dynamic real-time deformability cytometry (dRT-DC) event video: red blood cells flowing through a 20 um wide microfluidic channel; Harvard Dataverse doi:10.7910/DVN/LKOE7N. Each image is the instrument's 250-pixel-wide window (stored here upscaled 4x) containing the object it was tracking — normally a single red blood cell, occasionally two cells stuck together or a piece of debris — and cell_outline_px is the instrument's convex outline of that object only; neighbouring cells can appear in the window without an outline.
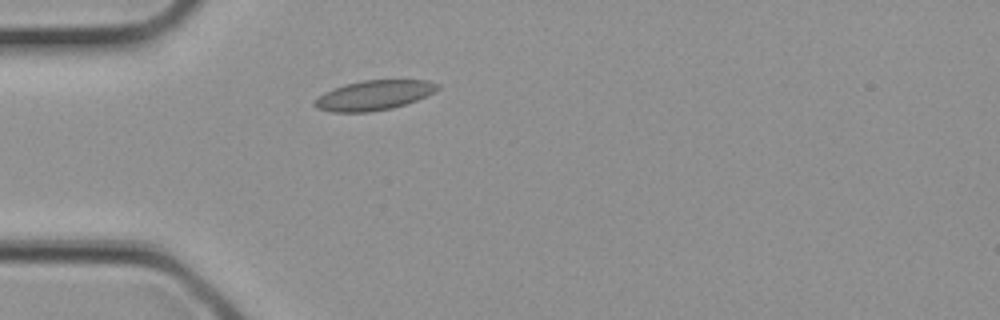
{"species": "common noctule bat (a hibernating species)", "species_latin": "Nyctalus noctula", "temperature_condition": "cold", "stored_images_in_passage": 1, "camera_frame_rate_fps": 3000, "um_per_image_px": 0.085, "animal": {"sex": "female", "body_mass_g": 21.9}, "frame": {"image": 1, "passage_image": 1, "time_ms": 0.0, "image_size_px": [1000, 320], "cell_outline_px": [[440, 88], [416, 100], [392, 108], [368, 112], [332, 112], [316, 108], [312, 104], [324, 92], [344, 84], [364, 80], [428, 80], [440, 84]], "centroid_in_image_um": [31.77, 8.09], "position_along_channel_um": 53.2, "area_um2": 21.15}}